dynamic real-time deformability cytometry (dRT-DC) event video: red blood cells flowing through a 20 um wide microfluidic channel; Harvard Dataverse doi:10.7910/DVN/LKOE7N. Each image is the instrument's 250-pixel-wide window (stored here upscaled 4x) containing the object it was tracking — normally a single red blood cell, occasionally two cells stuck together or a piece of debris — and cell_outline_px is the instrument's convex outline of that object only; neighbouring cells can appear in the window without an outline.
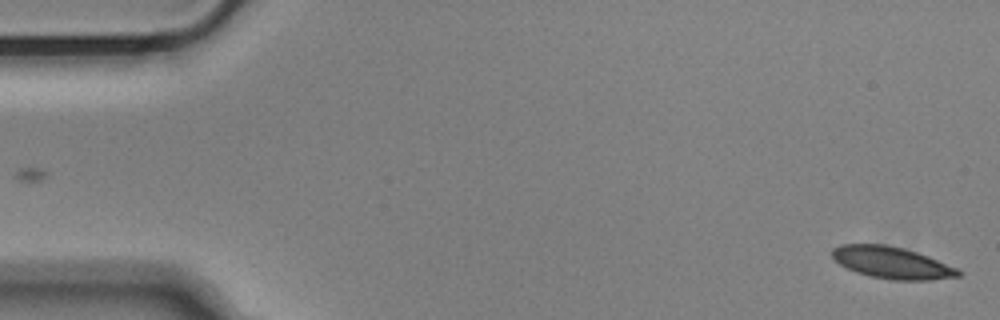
{"species": "Egyptian fruit bat (a non-hibernating species)", "species_latin": "Rousettus aegyptiacus", "temperature_condition": "cold", "stored_images_in_passage": 54, "camera_frame_rate_fps": 3000, "um_per_image_px": 0.085, "animal": {"sex": "male"}, "frame": {"image": 1, "passage_image": 1, "time_ms": 0.0, "image_size_px": [1000, 320], "cell_outline_px": [[964, 272], [960, 276], [928, 280], [892, 280], [868, 276], [856, 272], [840, 264], [832, 256], [832, 248], [840, 244], [888, 244], [904, 248], [928, 256], [956, 268]], "centroid_in_image_um": [75.8, 22.32], "position_along_channel_um": 9.2, "area_um2": 23.41}}
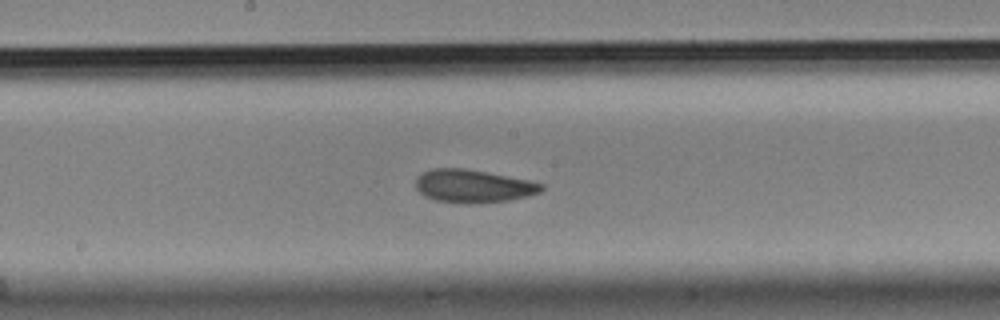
{"frame": {"image": 2, "passage_image": 28, "time_ms": 9.0, "image_size_px": [1000, 320], "cell_outline_px": [[544, 188], [540, 192], [528, 196], [508, 200], [468, 204], [464, 204], [436, 200], [424, 196], [416, 188], [416, 176], [432, 168], [464, 168], [528, 180], [544, 184]], "centroid_in_image_um": [40.2, 15.82], "position_along_channel_um": 208.0, "area_um2": 24.1}}
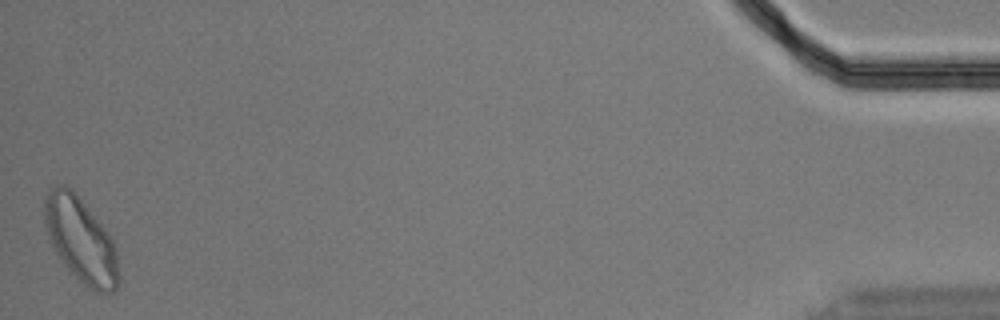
{"frame": {"image": 3, "passage_image": 54, "time_ms": 17.667, "image_size_px": [1000, 320], "cell_outline_px": [[120, 276], [116, 288], [112, 292], [96, 292], [84, 284], [68, 272], [60, 260], [52, 244], [44, 220], [44, 200], [48, 192], [56, 184], [64, 184], [72, 188], [76, 192], [112, 236], [116, 252]], "centroid_in_image_um": [6.88, 20.39], "position_along_channel_um": 428.3, "area_um2": 36.99}, "authors_computed_cell_mechanics": {"area_um2": 24.0737, "velocity_mm_per_s": 3.6218, "shape_relaxation_time_tau1_ms": 4.4045, "shape_relaxation_time_tau2_ms": 2.8863, "deformation_change_tau1": 0.113, "deformation_change_tau2": 0.0861}}